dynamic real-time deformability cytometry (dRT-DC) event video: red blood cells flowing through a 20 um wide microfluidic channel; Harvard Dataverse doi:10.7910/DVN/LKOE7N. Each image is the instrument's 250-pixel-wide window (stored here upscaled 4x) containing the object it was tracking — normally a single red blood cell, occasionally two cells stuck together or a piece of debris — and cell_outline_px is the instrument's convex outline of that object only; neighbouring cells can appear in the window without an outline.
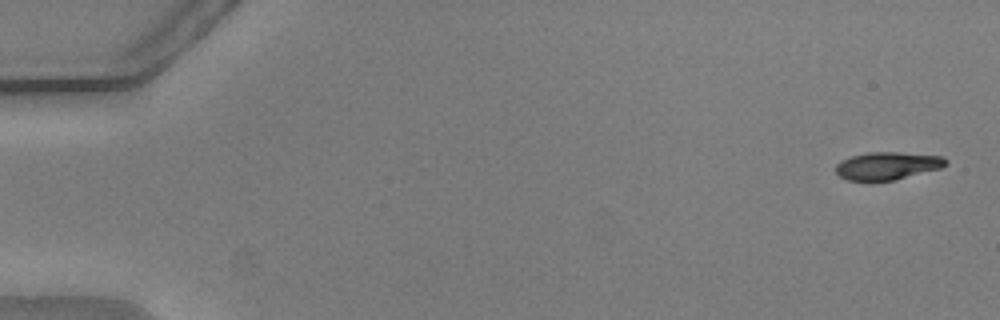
{"species": "common noctule bat (a hibernating species)", "species_latin": "Nyctalus noctula", "temperature_condition": "warm", "stored_images_in_passage": 55, "camera_frame_rate_fps": 3000, "um_per_image_px": 0.085, "animal": {"sex": "male", "body_mass_g": 20.5, "forearm_length_mm": 52.5}, "frame": {"image": 1, "passage_image": 2, "time_ms": 0.333, "image_size_px": [1000, 320], "cell_outline_px": [[948, 164], [940, 168], [896, 180], [848, 180], [840, 176], [836, 172], [836, 164], [840, 160], [852, 156], [868, 152], [900, 152], [944, 156], [948, 160]], "centroid_in_image_um": [75.46, 14.08], "position_along_channel_um": 9.5, "area_um2": 17.8}}
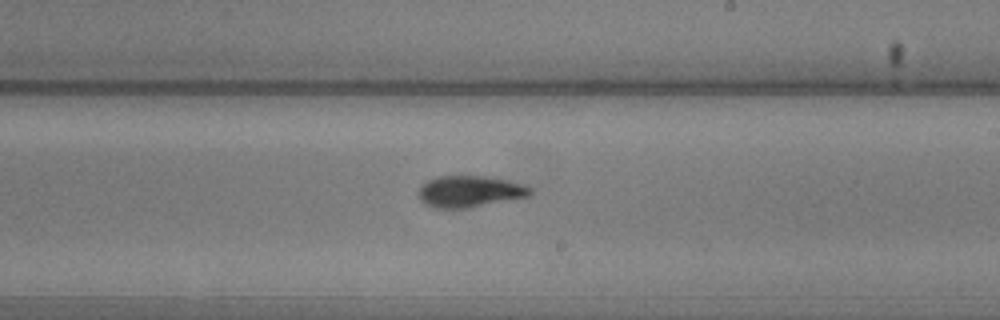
{"frame": {"image": 2, "passage_image": 33, "time_ms": 10.667, "image_size_px": [1000, 320], "cell_outline_px": [[532, 192], [528, 196], [468, 208], [436, 208], [424, 204], [420, 200], [420, 188], [428, 180], [440, 176], [488, 176], [508, 180], [524, 184], [532, 188]], "centroid_in_image_um": [39.95, 16.27], "position_along_channel_um": 249.0, "area_um2": 20.35}}
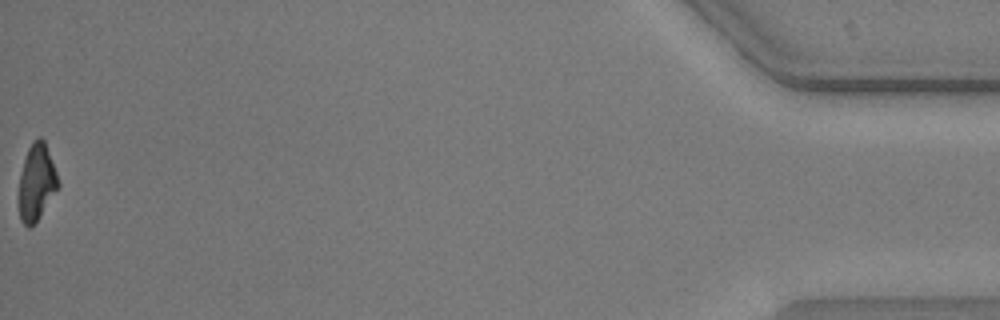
{"frame": {"image": 3, "passage_image": 55, "time_ms": 18.0, "image_size_px": [1000, 320], "cell_outline_px": [[60, 184], [36, 220], [28, 228], [20, 220], [20, 172], [28, 148], [32, 140], [40, 136], [44, 140], [56, 172]], "centroid_in_image_um": [3.1, 15.43], "position_along_channel_um": 432.1, "area_um2": 16.88}, "authors_computed_cell_mechanics": {"area_um2": 19.074, "velocity_mm_per_s": 3.7724, "shape_relaxation_time_tau1_ms": 2.5358, "shape_relaxation_time_tau2_ms": 2.531, "deformation_change_tau1": 0.1477, "deformation_change_tau2": 0.0891}}